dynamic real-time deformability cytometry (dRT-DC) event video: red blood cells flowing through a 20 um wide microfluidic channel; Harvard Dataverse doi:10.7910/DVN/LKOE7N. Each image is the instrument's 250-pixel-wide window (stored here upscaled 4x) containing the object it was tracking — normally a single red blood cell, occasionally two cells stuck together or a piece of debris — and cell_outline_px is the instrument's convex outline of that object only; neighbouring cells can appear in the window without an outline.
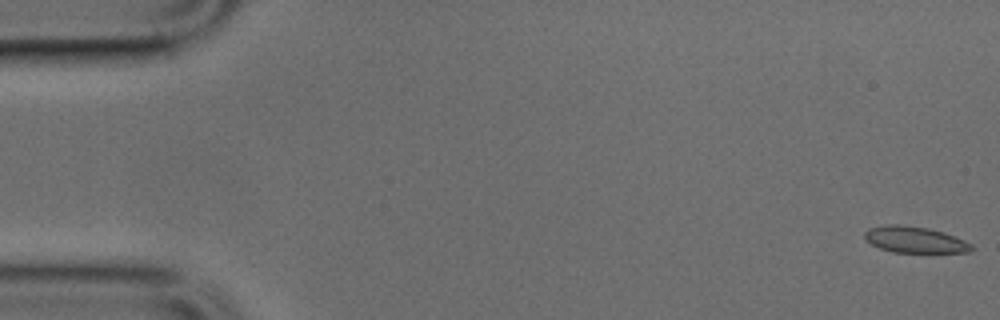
{"species": "common noctule bat (a hibernating species)", "species_latin": "Nyctalus noctula", "temperature_condition": "cold", "stored_images_in_passage": 49, "camera_frame_rate_fps": 3000, "um_per_image_px": 0.085, "animal": {"sex": "male", "body_mass_g": 17.9, "forearm_length_mm": 54.2}, "frame": {"image": 1, "passage_image": 1, "time_ms": 0.0, "image_size_px": [1000, 320], "cell_outline_px": [[976, 248], [972, 252], [892, 252], [880, 248], [872, 244], [864, 236], [864, 232], [868, 228], [888, 224], [900, 224], [928, 228], [944, 232], [964, 240], [972, 244]], "centroid_in_image_um": [77.79, 20.37], "position_along_channel_um": 7.2, "area_um2": 16.42}}
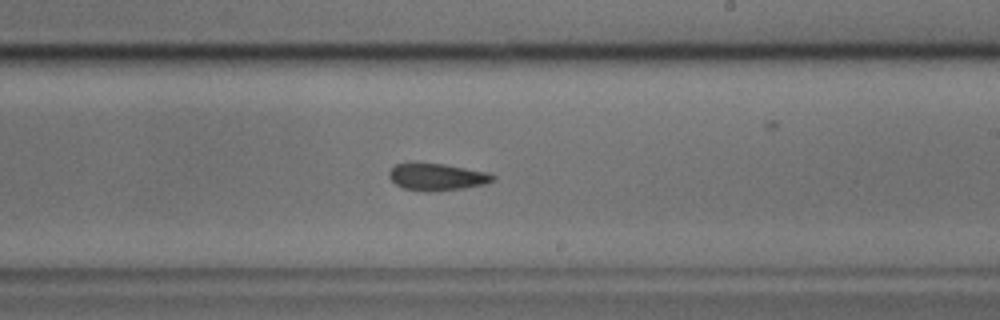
{"frame": {"image": 2, "passage_image": 29, "time_ms": 9.333, "image_size_px": [1000, 320], "cell_outline_px": [[496, 176], [488, 184], [464, 188], [428, 192], [404, 188], [396, 184], [388, 176], [388, 172], [396, 164], [444, 164], [484, 172]], "centroid_in_image_um": [37.14, 15.06], "position_along_channel_um": 251.9, "area_um2": 15.95}}
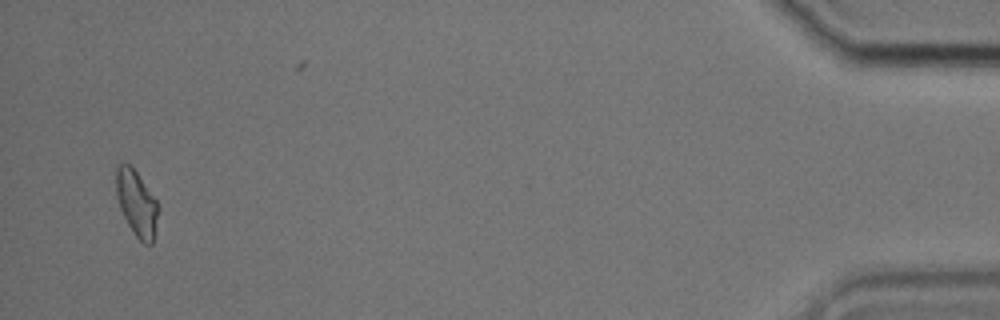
{"frame": {"image": 3, "passage_image": 48, "time_ms": 15.667, "image_size_px": [1000, 320], "cell_outline_px": [[160, 208], [152, 244], [144, 244], [136, 236], [128, 224], [120, 208], [116, 196], [116, 164], [124, 160], [136, 172], [156, 200]], "centroid_in_image_um": [11.6, 17.25], "position_along_channel_um": 423.6, "area_um2": 16.13}}